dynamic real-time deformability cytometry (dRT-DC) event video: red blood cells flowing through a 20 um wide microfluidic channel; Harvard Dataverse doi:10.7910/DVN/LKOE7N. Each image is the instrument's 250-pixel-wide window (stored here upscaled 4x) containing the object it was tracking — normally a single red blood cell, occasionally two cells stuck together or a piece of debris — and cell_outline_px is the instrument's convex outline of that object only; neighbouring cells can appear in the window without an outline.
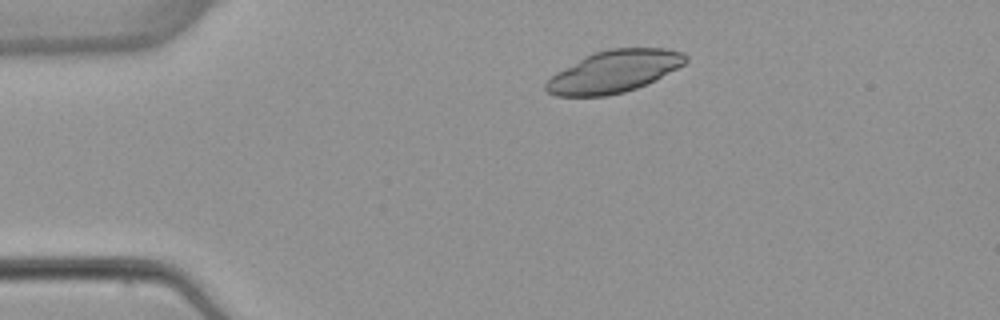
{"species": "common noctule bat (a hibernating species)", "species_latin": "Nyctalus noctula", "temperature_condition": "warm", "stored_images_in_passage": 4, "camera_frame_rate_fps": 3000, "um_per_image_px": 0.085, "animal": {"sex": "female", "body_mass_g": 22.7, "forearm_length_mm": 54.2}, "frame": {"image": 1, "passage_image": 2, "time_ms": 1.333, "image_size_px": [1000, 320], "cell_outline_px": [[688, 60], [684, 64], [656, 80], [648, 84], [624, 92], [608, 96], [556, 96], [548, 92], [544, 88], [544, 84], [556, 72], [596, 52], [612, 48], [668, 48], [684, 52], [688, 56]], "centroid_in_image_um": [52.24, 6.08], "position_along_channel_um": 32.8, "area_um2": 34.1}}